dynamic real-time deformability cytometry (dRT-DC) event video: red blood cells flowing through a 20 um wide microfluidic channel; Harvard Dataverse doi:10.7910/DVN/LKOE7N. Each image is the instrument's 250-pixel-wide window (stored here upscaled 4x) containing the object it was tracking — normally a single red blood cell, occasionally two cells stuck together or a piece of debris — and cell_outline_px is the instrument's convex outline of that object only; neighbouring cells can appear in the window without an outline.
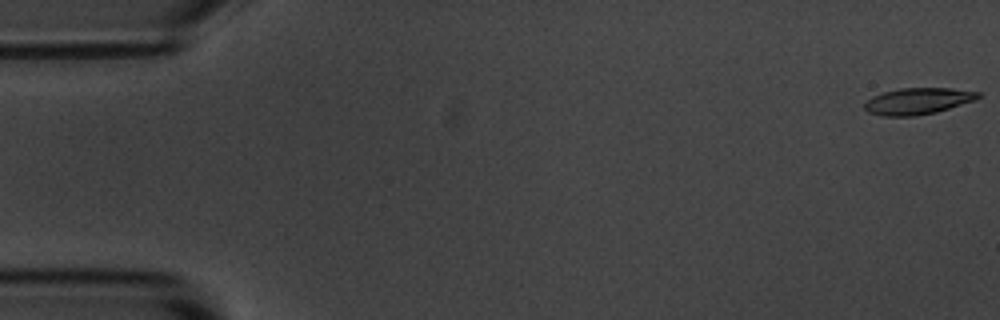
{"species": "common noctule bat (a hibernating species)", "species_latin": "Nyctalus noctula", "temperature_condition": "room temperature", "stored_images_in_passage": 6, "camera_frame_rate_fps": 3000, "um_per_image_px": 0.085, "animal": {"sex": "male", "body_mass_g": 20.1, "forearm_length_mm": 53.5}, "frame": {"image": 1, "passage_image": 1, "time_ms": 0.0, "image_size_px": [1000, 320], "cell_outline_px": [[980, 96], [976, 100], [936, 112], [916, 116], [884, 116], [868, 112], [864, 108], [864, 104], [872, 96], [884, 92], [900, 88], [952, 88], [980, 92]], "centroid_in_image_um": [78.02, 8.59], "position_along_channel_um": 7.0, "area_um2": 17.51}}
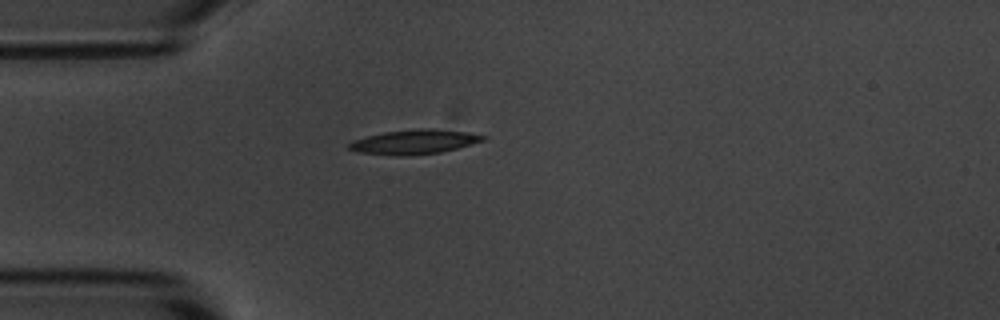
{"frame": {"image": 2, "passage_image": 5, "time_ms": 4.667, "image_size_px": [1000, 320], "cell_outline_px": [[488, 136], [484, 140], [456, 148], [440, 152], [408, 156], [396, 156], [356, 152], [348, 148], [348, 144], [352, 140], [384, 132], [420, 128], [432, 128], [468, 132]], "centroid_in_image_um": [35.19, 12.06], "position_along_channel_um": 49.8, "area_um2": 19.13}}